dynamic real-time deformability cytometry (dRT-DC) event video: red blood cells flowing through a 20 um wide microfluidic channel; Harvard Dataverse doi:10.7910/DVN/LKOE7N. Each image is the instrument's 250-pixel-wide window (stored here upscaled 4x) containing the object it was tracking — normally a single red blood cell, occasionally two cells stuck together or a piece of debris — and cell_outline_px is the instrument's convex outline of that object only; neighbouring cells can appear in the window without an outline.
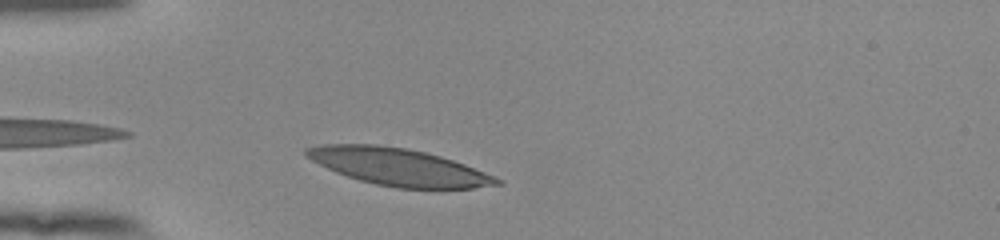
{"species": "human", "species_latin": "Homo sapiens", "temperature_condition": "room temperature", "stored_images_in_passage": 29, "camera_frame_rate_fps": 3000, "um_per_image_px": 0.085, "donor": {"sex": "female"}, "frame": {"image": 1, "passage_image": 2, "time_ms": 0.333, "image_size_px": [1000, 240], "cell_outline_px": [[504, 184], [472, 188], [400, 188], [376, 184], [360, 180], [336, 172], [304, 156], [304, 148], [324, 144], [376, 144], [404, 148], [424, 152], [440, 156], [464, 164], [496, 176], [504, 180]], "centroid_in_image_um": [33.9, 14.18], "position_along_channel_um": 51.1, "area_um2": 40.98}}
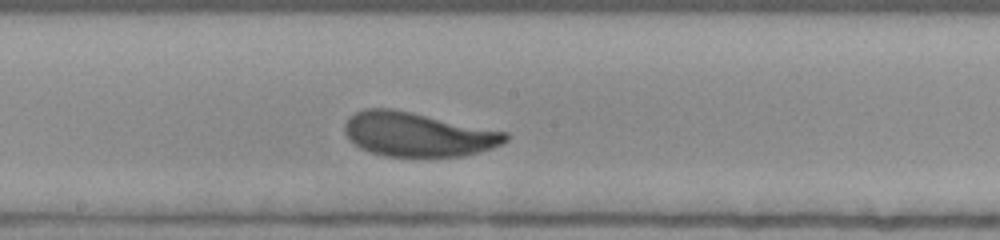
{"frame": {"image": 2, "passage_image": 16, "time_ms": 5.0, "image_size_px": [1000, 240], "cell_outline_px": [[508, 140], [492, 148], [464, 156], [384, 156], [360, 148], [348, 140], [344, 132], [344, 124], [348, 116], [364, 108], [392, 108], [412, 112], [508, 132]], "centroid_in_image_um": [35.47, 11.41], "position_along_channel_um": 212.7, "area_um2": 41.56}}
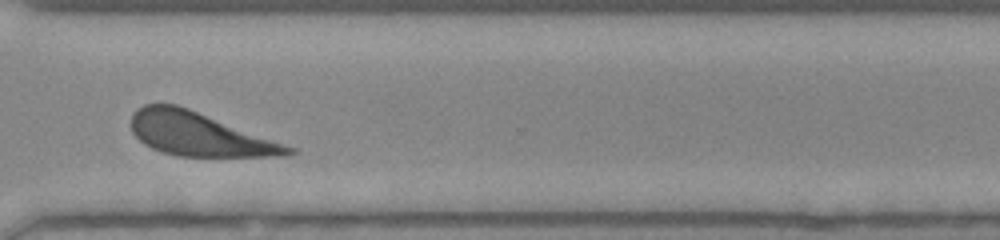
{"frame": {"image": 3, "passage_image": 27, "time_ms": 8.667, "image_size_px": [1000, 240], "cell_outline_px": [[296, 152], [288, 156], [176, 156], [160, 152], [144, 144], [132, 132], [132, 112], [136, 108], [144, 104], [176, 104], [188, 108], [296, 148]], "centroid_in_image_um": [16.91, 11.41], "position_along_channel_um": 353.7, "area_um2": 39.59}, "authors_computed_cell_mechanics": {"area_um2": 40.9802, "velocity_mm_per_s": 3.8357, "shape_relaxation_time_tau1_ms": 3.0248, "shape_relaxation_time_tau2_ms": 4.3853, "deformation_change_tau1": 0.1704, "deformation_change_tau2": 0.1202}}